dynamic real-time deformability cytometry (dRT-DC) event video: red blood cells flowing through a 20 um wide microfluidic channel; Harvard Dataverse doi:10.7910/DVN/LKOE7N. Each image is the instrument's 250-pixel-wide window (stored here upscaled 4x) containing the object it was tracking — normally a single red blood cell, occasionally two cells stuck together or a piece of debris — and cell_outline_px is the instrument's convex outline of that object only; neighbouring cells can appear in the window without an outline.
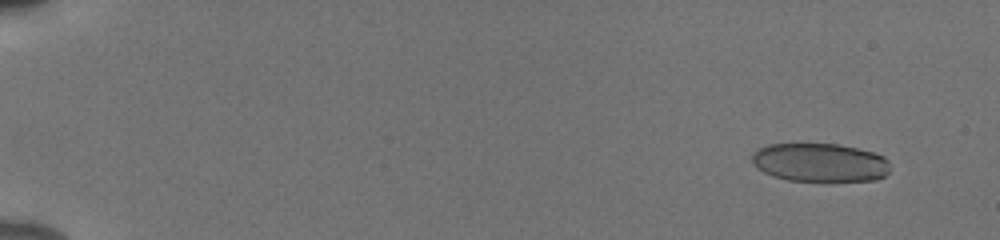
{"species": "human", "species_latin": "Homo sapiens", "temperature_condition": "cold", "stored_images_in_passage": 56, "camera_frame_rate_fps": 3000, "um_per_image_px": 0.085, "donor": {"sex": "male"}, "frame": {"image": 1, "passage_image": 5, "time_ms": 1.333, "image_size_px": [1000, 240], "cell_outline_px": [[888, 172], [884, 176], [876, 180], [828, 184], [788, 180], [772, 176], [756, 168], [752, 164], [752, 152], [768, 144], [840, 144], [872, 152], [884, 156], [888, 160]], "centroid_in_image_um": [69.69, 13.87], "position_along_channel_um": 15.3, "area_um2": 32.14}}
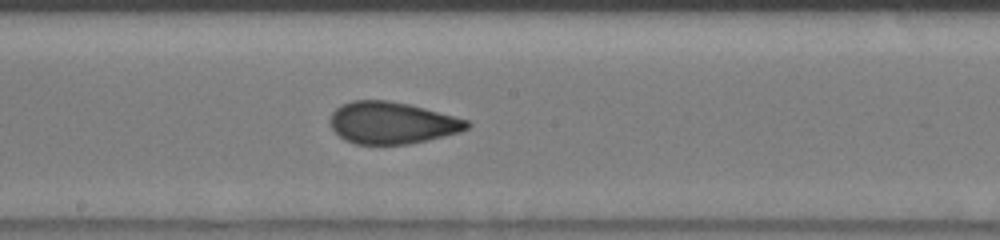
{"frame": {"image": 2, "passage_image": 33, "time_ms": 10.667, "image_size_px": [1000, 240], "cell_outline_px": [[472, 124], [468, 128], [460, 132], [428, 140], [408, 144], [356, 144], [344, 140], [332, 128], [328, 120], [332, 112], [340, 104], [352, 100], [388, 100], [408, 104], [424, 108], [468, 120]], "centroid_in_image_um": [33.29, 10.44], "position_along_channel_um": 214.9, "area_um2": 33.52}}
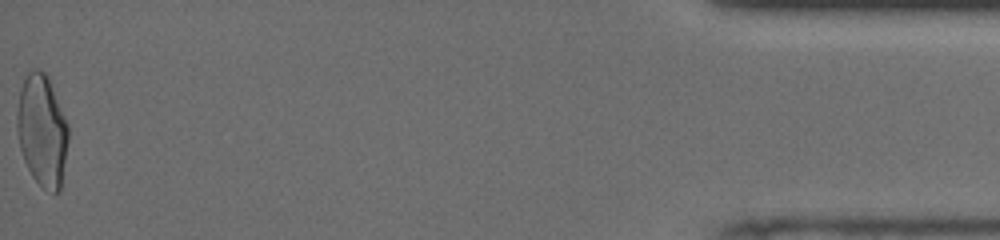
{"frame": {"image": 3, "passage_image": 56, "time_ms": 18.333, "image_size_px": [1000, 240], "cell_outline_px": [[68, 140], [60, 192], [56, 192], [44, 188], [32, 176], [24, 160], [20, 148], [16, 128], [16, 116], [20, 88], [28, 72], [32, 68], [40, 68], [48, 76], [68, 124]], "centroid_in_image_um": [3.57, 11.05], "position_along_channel_um": 431.6, "area_um2": 33.41}, "authors_computed_cell_mechanics": {"area_um2": 33.0327, "velocity_mm_per_s": 3.8691, "shape_relaxation_time_tau1_ms": 9.1362, "shape_relaxation_time_tau2_ms": 1.0706, "deformation_change_tau1": 0.2087, "deformation_change_tau2": 0.067}}